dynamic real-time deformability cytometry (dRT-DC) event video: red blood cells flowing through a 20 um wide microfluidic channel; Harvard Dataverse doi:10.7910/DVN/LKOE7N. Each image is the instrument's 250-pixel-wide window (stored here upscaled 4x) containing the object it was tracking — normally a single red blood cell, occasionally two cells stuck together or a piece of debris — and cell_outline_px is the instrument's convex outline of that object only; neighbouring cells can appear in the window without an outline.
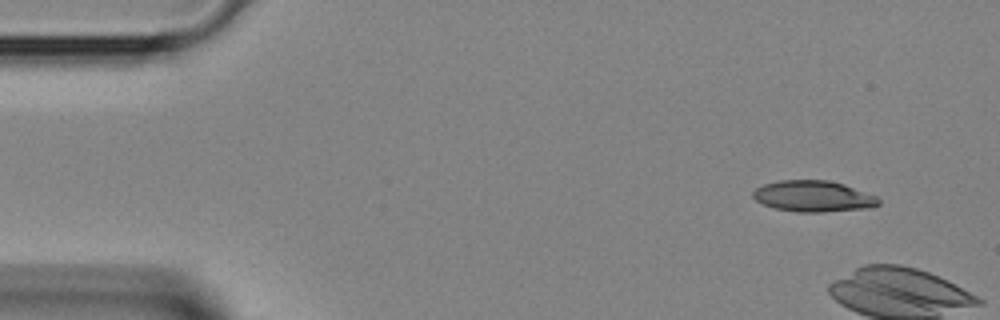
{"species": "Egyptian fruit bat (a non-hibernating species)", "species_latin": "Rousettus aegyptiacus", "temperature_condition": "room temperature", "stored_images_in_passage": 5, "camera_frame_rate_fps": 3000, "um_per_image_px": 0.085, "animal": {"sex": "female"}, "frame": {"image": 1, "passage_image": 1, "time_ms": 0.0, "image_size_px": [1000, 320], "cell_outline_px": [[880, 204], [872, 208], [824, 212], [796, 212], [772, 208], [756, 200], [752, 196], [752, 192], [756, 188], [764, 184], [780, 180], [828, 180], [844, 184], [876, 196], [880, 200]], "centroid_in_image_um": [69.14, 16.69], "position_along_channel_um": 15.9, "area_um2": 22.95}}